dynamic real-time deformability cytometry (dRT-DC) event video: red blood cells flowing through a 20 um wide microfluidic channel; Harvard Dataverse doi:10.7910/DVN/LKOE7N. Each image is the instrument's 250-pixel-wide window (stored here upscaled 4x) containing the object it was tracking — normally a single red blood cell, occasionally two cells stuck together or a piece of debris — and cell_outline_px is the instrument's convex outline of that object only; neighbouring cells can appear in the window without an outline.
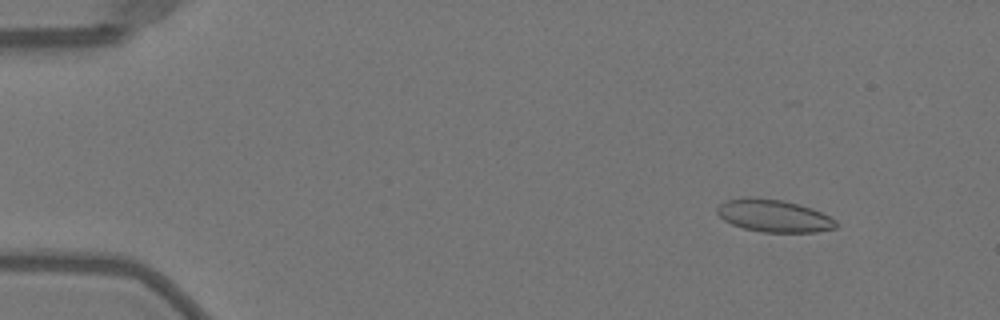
{"species": "Egyptian fruit bat (a non-hibernating species)", "species_latin": "Rousettus aegyptiacus", "temperature_condition": "warm", "stored_images_in_passage": 51, "camera_frame_rate_fps": 3000, "um_per_image_px": 0.085, "animal": {"sex": "female"}, "frame": {"image": 1, "passage_image": 6, "time_ms": 1.667, "image_size_px": [1000, 320], "cell_outline_px": [[836, 228], [816, 232], [764, 232], [744, 228], [732, 224], [724, 220], [716, 212], [716, 208], [724, 200], [744, 196], [784, 200], [800, 204], [812, 208], [836, 220]], "centroid_in_image_um": [65.74, 18.32], "position_along_channel_um": 19.3, "area_um2": 22.6}}
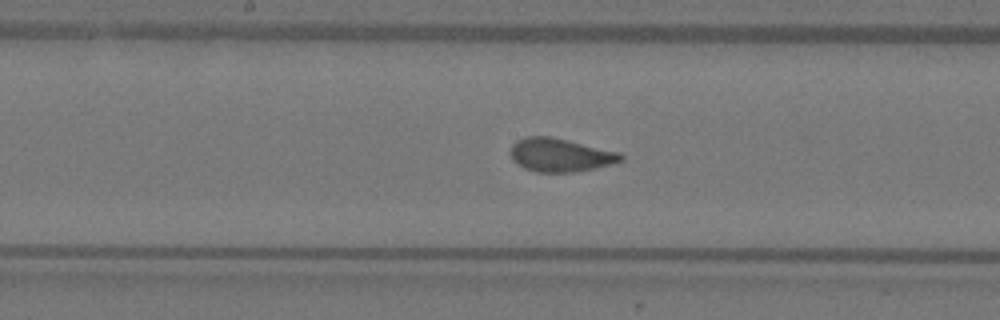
{"frame": {"image": 2, "passage_image": 27, "time_ms": 8.667, "image_size_px": [1000, 320], "cell_outline_px": [[624, 160], [612, 164], [576, 172], [536, 172], [524, 168], [516, 164], [512, 160], [512, 144], [516, 140], [524, 136], [552, 136], [620, 152], [624, 156]], "centroid_in_image_um": [47.63, 13.17], "position_along_channel_um": 200.6, "area_um2": 21.68}}
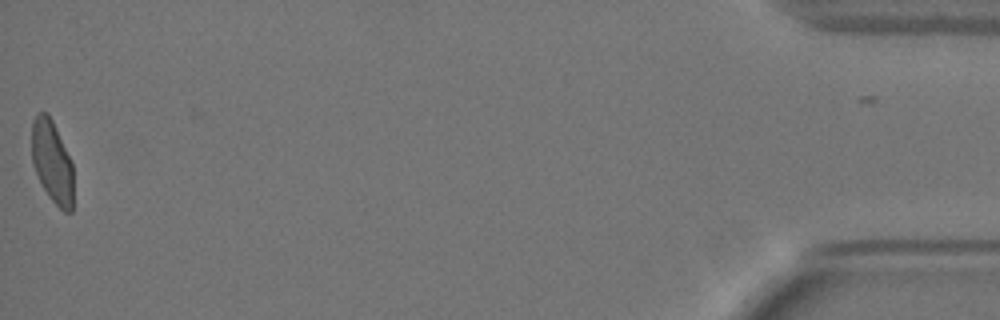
{"frame": {"image": 3, "passage_image": 51, "time_ms": 16.667, "image_size_px": [1000, 320], "cell_outline_px": [[72, 212], [64, 212], [48, 196], [32, 164], [32, 120], [40, 112], [48, 112], [52, 120], [72, 164]], "centroid_in_image_um": [4.41, 13.75], "position_along_channel_um": 430.8, "area_um2": 19.59}, "authors_computed_cell_mechanics": {"area_um2": 21.8484, "velocity_mm_per_s": 4.0408, "shape_relaxation_time_tau1_ms": 6.7525, "shape_relaxation_time_tau2_ms": null, "deformation_change_tau1": 0.2055, "deformation_change_tau2": null}}